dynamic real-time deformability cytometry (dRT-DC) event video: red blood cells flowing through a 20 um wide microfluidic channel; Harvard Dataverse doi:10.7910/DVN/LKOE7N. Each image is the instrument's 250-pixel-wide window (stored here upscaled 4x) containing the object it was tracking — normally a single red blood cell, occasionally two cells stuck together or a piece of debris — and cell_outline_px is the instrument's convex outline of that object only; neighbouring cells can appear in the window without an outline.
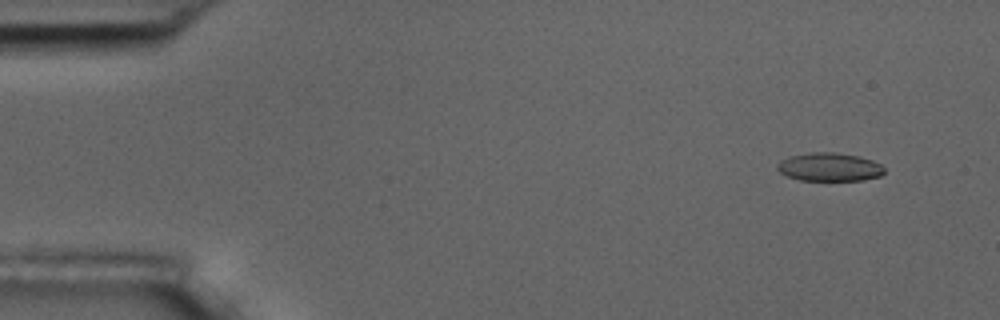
{"species": "common noctule bat (a hibernating species)", "species_latin": "Nyctalus noctula", "temperature_condition": "room temperature", "stored_images_in_passage": 5, "camera_frame_rate_fps": 3000, "um_per_image_px": 0.085, "animal": {"sex": "male", "body_mass_g": 17.5, "forearm_length_mm": 52.3}, "frame": {"image": 1, "passage_image": 1, "time_ms": 0.0, "image_size_px": [1000, 320], "cell_outline_px": [[884, 172], [880, 176], [864, 180], [800, 180], [788, 176], [780, 172], [776, 168], [776, 164], [780, 160], [788, 156], [808, 152], [832, 152], [860, 156], [872, 160], [880, 164], [884, 168]], "centroid_in_image_um": [70.48, 14.18], "position_along_channel_um": 14.5, "area_um2": 17.8}}
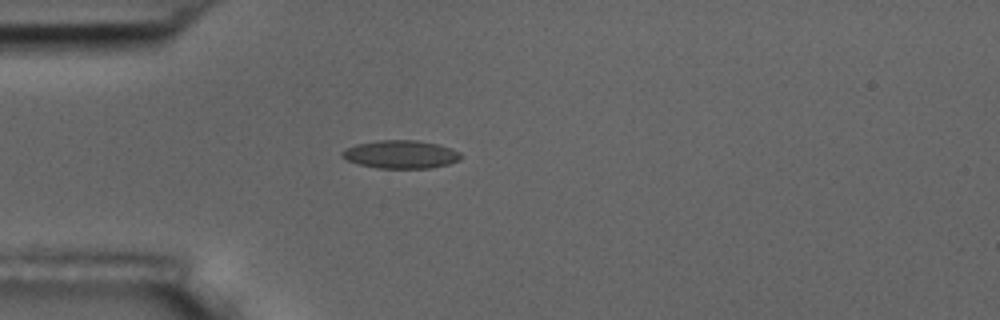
{"frame": {"image": 2, "passage_image": 4, "time_ms": 3.667, "image_size_px": [1000, 320], "cell_outline_px": [[460, 160], [448, 164], [428, 168], [380, 168], [360, 164], [348, 160], [340, 156], [340, 152], [356, 144], [376, 140], [416, 140], [436, 144], [452, 148], [460, 152]], "centroid_in_image_um": [34.06, 13.11], "position_along_channel_um": 50.9, "area_um2": 19.31}}